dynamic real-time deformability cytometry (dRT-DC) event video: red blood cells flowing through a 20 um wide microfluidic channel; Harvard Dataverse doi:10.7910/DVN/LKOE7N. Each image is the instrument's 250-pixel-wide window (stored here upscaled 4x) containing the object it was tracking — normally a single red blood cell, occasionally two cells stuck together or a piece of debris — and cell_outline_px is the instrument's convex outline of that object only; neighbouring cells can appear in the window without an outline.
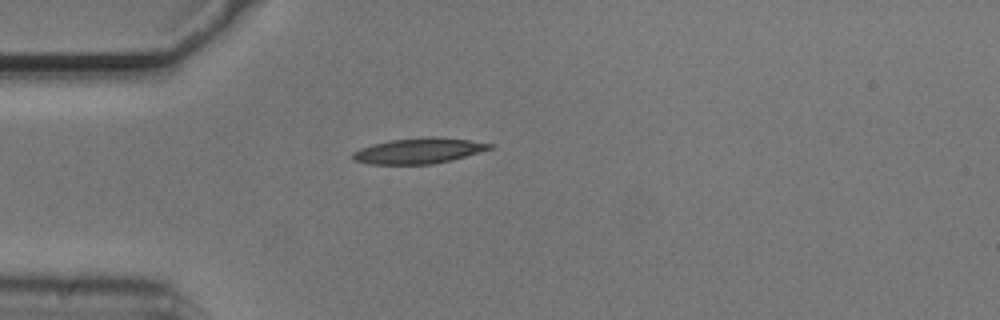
{"species": "common noctule bat (a hibernating species)", "species_latin": "Nyctalus noctula", "temperature_condition": "cold", "stored_images_in_passage": 6, "camera_frame_rate_fps": 3000, "um_per_image_px": 0.085, "animal": {"sex": "male", "body_mass_g": 20.5, "forearm_length_mm": 52.5}, "frame": {"image": 1, "passage_image": 1, "time_ms": 0.0, "image_size_px": [1000, 320], "cell_outline_px": [[492, 148], [452, 160], [432, 164], [368, 164], [352, 160], [352, 152], [360, 148], [372, 144], [388, 140], [420, 136], [436, 136], [468, 140], [492, 144]], "centroid_in_image_um": [35.53, 12.8], "position_along_channel_um": 49.5, "area_um2": 20.58}}
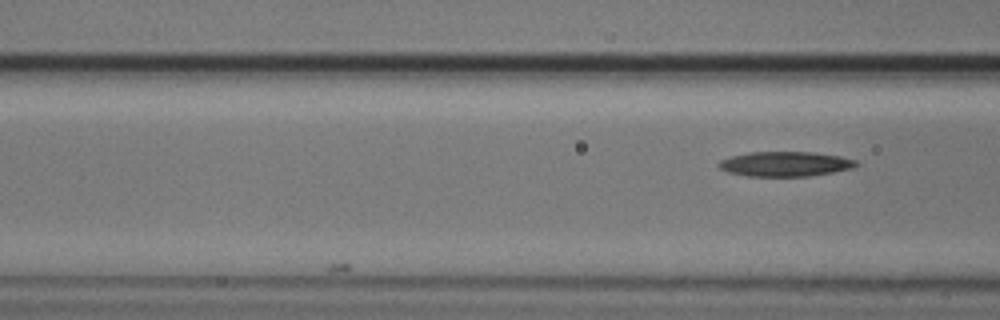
{"frame": {"image": 2, "passage_image": 6, "time_ms": 1.667, "image_size_px": [1000, 320], "cell_outline_px": [[860, 164], [852, 168], [832, 172], [808, 176], [748, 176], [728, 172], [720, 168], [716, 164], [720, 160], [732, 156], [748, 152], [812, 152], [840, 156], [856, 160]], "centroid_in_image_um": [66.74, 13.93], "position_along_channel_um": 99.9, "area_um2": 19.83}}